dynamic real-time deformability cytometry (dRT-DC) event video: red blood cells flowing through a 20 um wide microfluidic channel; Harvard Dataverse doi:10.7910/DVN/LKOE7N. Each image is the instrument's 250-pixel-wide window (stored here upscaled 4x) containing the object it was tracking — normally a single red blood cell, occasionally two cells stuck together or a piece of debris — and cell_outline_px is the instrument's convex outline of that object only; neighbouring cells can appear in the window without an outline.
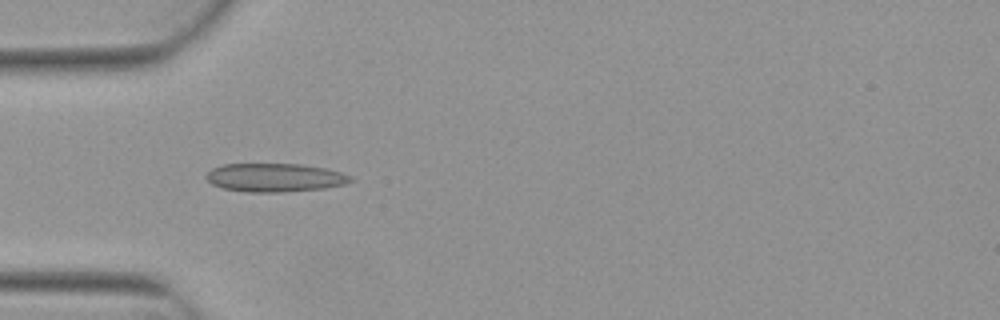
{"species": "Egyptian fruit bat (a non-hibernating species)", "species_latin": "Rousettus aegyptiacus", "temperature_condition": "warm", "stored_images_in_passage": 6, "camera_frame_rate_fps": 3000, "um_per_image_px": 0.085, "animal": {"sex": "female"}, "frame": {"image": 1, "passage_image": 4, "time_ms": 1.0, "image_size_px": [1000, 320], "cell_outline_px": [[356, 180], [344, 184], [324, 188], [280, 192], [248, 192], [224, 188], [212, 184], [204, 176], [212, 168], [224, 164], [300, 164], [324, 168], [340, 172], [352, 176]], "centroid_in_image_um": [23.37, 15.09], "position_along_channel_um": 61.6, "area_um2": 23.87}}
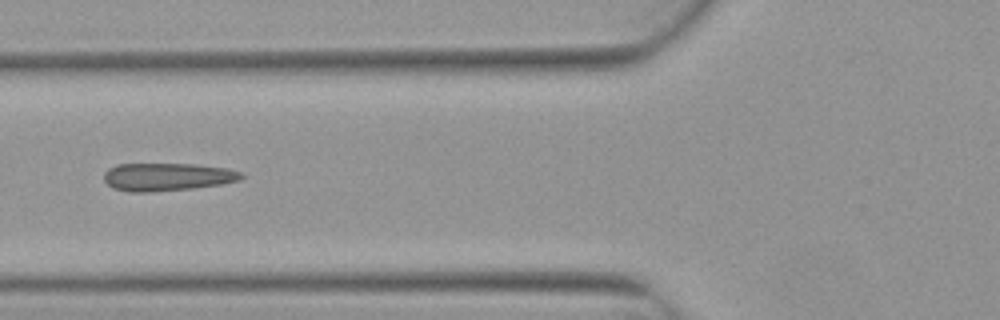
{"frame": {"image": 2, "passage_image": 5, "time_ms": 1.333, "image_size_px": [1000, 320], "cell_outline_px": [[244, 176], [240, 180], [220, 184], [192, 188], [152, 192], [128, 192], [112, 188], [104, 180], [104, 172], [108, 168], [116, 164], [196, 164], [228, 168], [240, 172]], "centroid_in_image_um": [14.18, 15.03], "position_along_channel_um": 111.6, "area_um2": 22.43}}
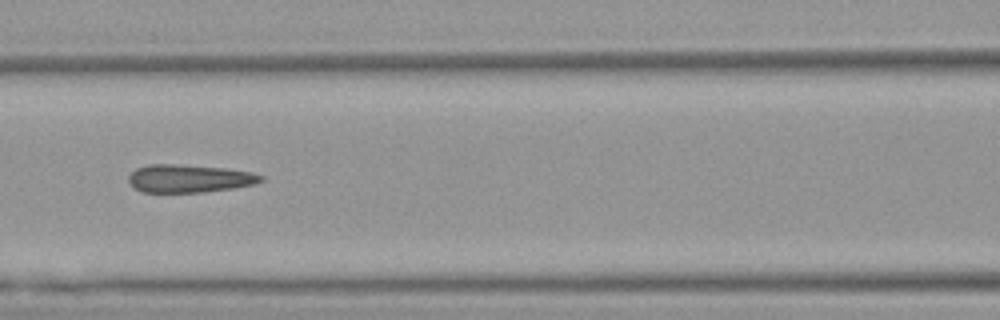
{"frame": {"image": 3, "passage_image": 6, "time_ms": 1.667, "image_size_px": [1000, 320], "cell_outline_px": [[264, 180], [256, 184], [232, 188], [204, 192], [140, 192], [128, 180], [128, 176], [136, 168], [148, 164], [176, 164], [228, 168], [252, 172], [264, 176]], "centroid_in_image_um": [16.12, 15.16], "position_along_channel_um": 150.5, "area_um2": 21.68}}